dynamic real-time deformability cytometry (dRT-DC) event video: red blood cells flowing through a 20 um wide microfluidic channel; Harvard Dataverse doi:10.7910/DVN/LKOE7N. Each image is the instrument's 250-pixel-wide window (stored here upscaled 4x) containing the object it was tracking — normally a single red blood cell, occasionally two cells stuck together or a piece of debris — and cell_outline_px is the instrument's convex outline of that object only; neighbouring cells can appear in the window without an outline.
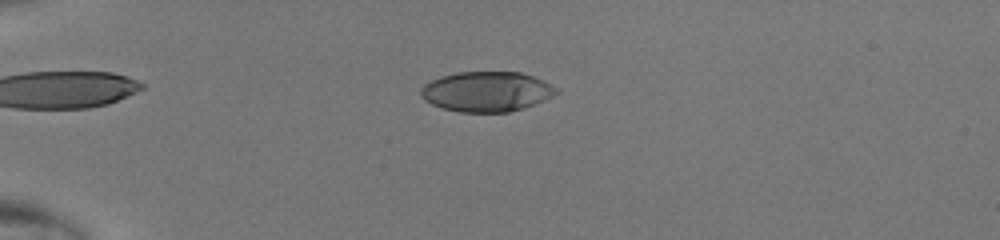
{"species": "human", "species_latin": "Homo sapiens", "temperature_condition": "room temperature", "stored_images_in_passage": 49, "camera_frame_rate_fps": 3000, "um_per_image_px": 0.085, "donor": {"sex": "male"}, "frame": {"image": 1, "passage_image": 15, "time_ms": 4.667, "image_size_px": [1000, 240], "cell_outline_px": [[560, 92], [544, 100], [508, 112], [460, 112], [444, 108], [432, 104], [424, 100], [420, 96], [420, 88], [424, 84], [440, 76], [456, 72], [520, 72], [544, 80], [556, 88]], "centroid_in_image_um": [41.33, 7.77], "position_along_channel_um": 43.7, "area_um2": 31.5}}
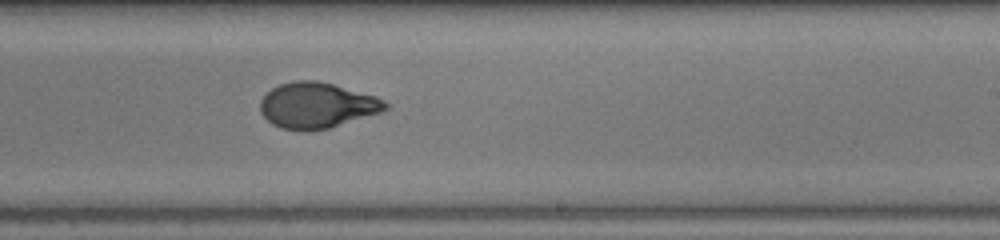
{"frame": {"image": 2, "passage_image": 33, "time_ms": 10.667, "image_size_px": [1000, 240], "cell_outline_px": [[392, 104], [388, 108], [380, 112], [328, 128], [308, 132], [280, 128], [272, 124], [260, 112], [260, 100], [272, 88], [280, 84], [296, 80], [316, 80], [332, 84], [376, 96]], "centroid_in_image_um": [26.93, 8.96], "position_along_channel_um": 262.1, "area_um2": 33.29}}
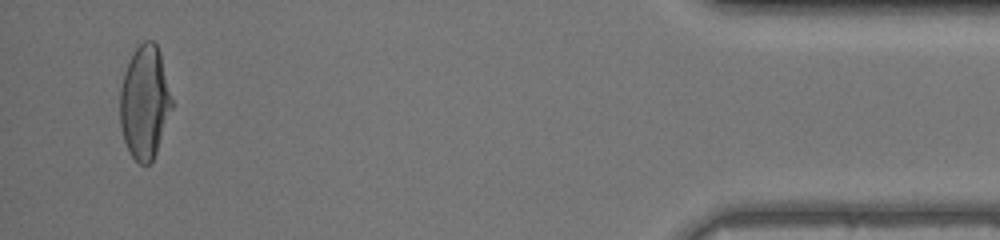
{"frame": {"image": 3, "passage_image": 48, "time_ms": 15.667, "image_size_px": [1000, 240], "cell_outline_px": [[172, 108], [156, 152], [152, 160], [148, 164], [140, 164], [128, 152], [120, 128], [120, 88], [124, 72], [136, 48], [144, 40], [152, 40], [156, 44], [160, 52], [172, 100]], "centroid_in_image_um": [12.28, 8.7], "position_along_channel_um": 422.9, "area_um2": 33.93}}